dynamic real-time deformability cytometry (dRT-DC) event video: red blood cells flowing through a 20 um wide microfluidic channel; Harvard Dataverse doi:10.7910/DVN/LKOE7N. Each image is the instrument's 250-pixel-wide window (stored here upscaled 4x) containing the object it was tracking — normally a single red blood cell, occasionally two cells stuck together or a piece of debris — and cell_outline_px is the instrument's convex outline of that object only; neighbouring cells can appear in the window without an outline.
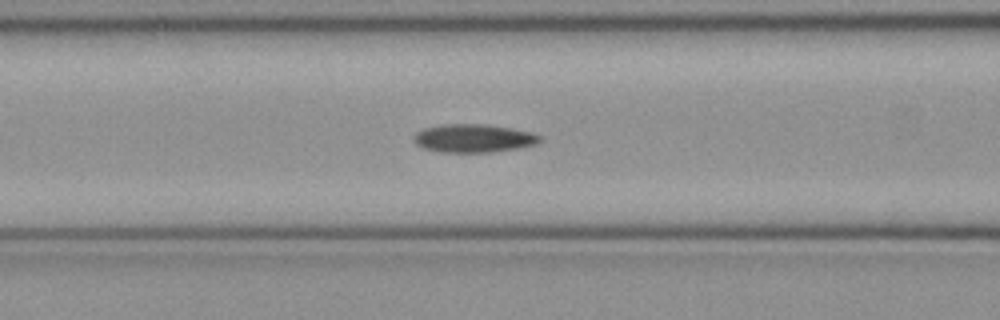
{"species": "common noctule bat (a hibernating species)", "species_latin": "Nyctalus noctula", "temperature_condition": "cold", "stored_images_in_passage": 52, "camera_frame_rate_fps": 3000, "um_per_image_px": 0.085, "animal": {"sex": "female", "body_mass_g": 21.9}, "frame": {"image": 1, "passage_image": 21, "time_ms": 6.667, "image_size_px": [1000, 320], "cell_outline_px": [[544, 136], [536, 144], [520, 148], [492, 152], [440, 152], [424, 148], [416, 144], [412, 140], [412, 136], [416, 132], [424, 128], [440, 124], [488, 124], [512, 128], [532, 132]], "centroid_in_image_um": [40.26, 11.74], "position_along_channel_um": 126.3, "area_um2": 21.1}}
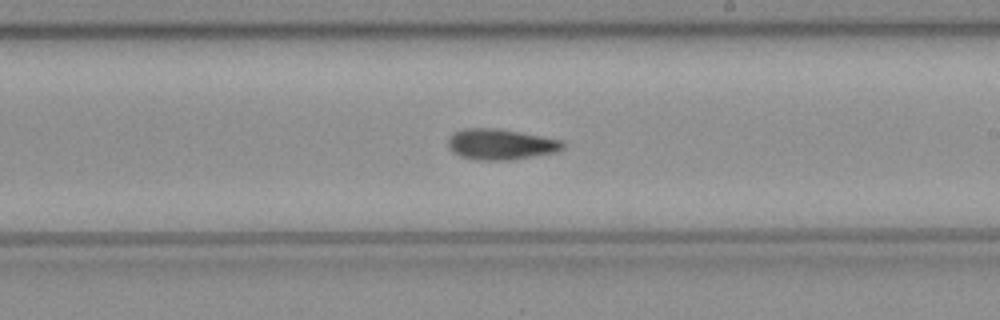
{"frame": {"image": 2, "passage_image": 30, "time_ms": 9.667, "image_size_px": [1000, 320], "cell_outline_px": [[564, 148], [552, 152], [512, 160], [476, 160], [460, 156], [452, 152], [448, 148], [448, 140], [452, 132], [464, 128], [492, 128], [520, 132], [560, 140], [564, 144]], "centroid_in_image_um": [42.47, 12.26], "position_along_channel_um": 246.5, "area_um2": 20.4}}
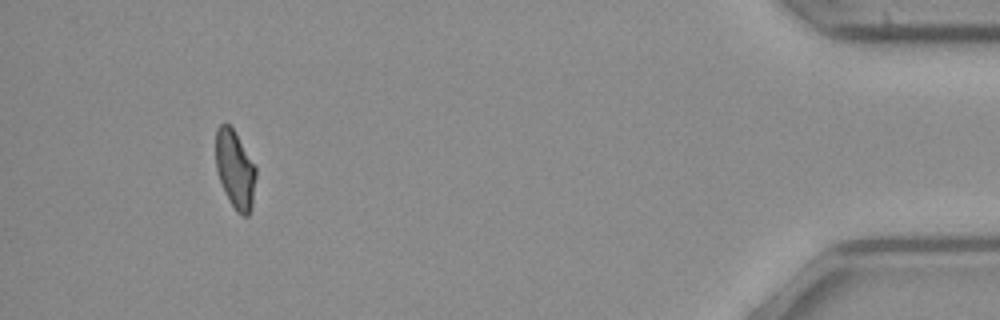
{"frame": {"image": 3, "passage_image": 48, "time_ms": 15.667, "image_size_px": [1000, 320], "cell_outline_px": [[256, 176], [252, 208], [248, 216], [240, 216], [236, 212], [224, 192], [216, 168], [216, 128], [220, 124], [228, 124], [232, 128], [256, 168]], "centroid_in_image_um": [19.98, 14.46], "position_along_channel_um": 415.2, "area_um2": 18.15}, "authors_computed_cell_mechanics": {"area_um2": 19.7098, "velocity_mm_per_s": 4.0008, "shape_relaxation_time_tau1_ms": 9.422, "shape_relaxation_time_tau2_ms": 9.2087, "deformation_change_tau1": 0.2135, "deformation_change_tau2": 0.1756}}